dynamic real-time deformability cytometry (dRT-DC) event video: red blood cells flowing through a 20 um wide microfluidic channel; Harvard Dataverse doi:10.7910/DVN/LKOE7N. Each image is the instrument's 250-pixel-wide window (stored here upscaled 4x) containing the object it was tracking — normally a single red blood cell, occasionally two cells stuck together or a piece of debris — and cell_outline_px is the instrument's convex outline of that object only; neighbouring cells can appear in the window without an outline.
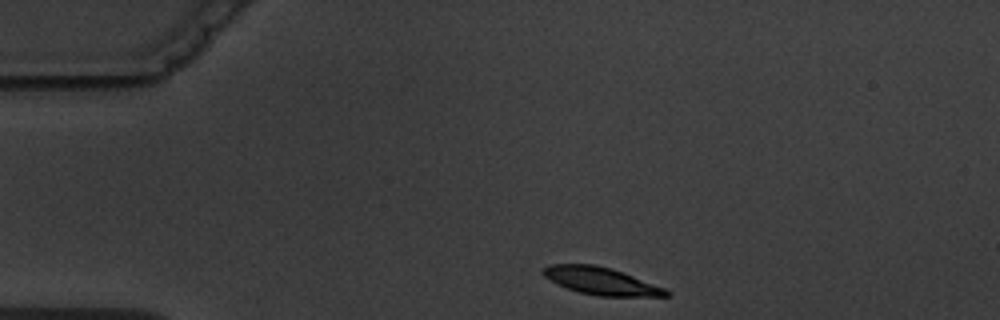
{"species": "common noctule bat (a hibernating species)", "species_latin": "Nyctalus noctula", "temperature_condition": "warm", "stored_images_in_passage": 4, "camera_frame_rate_fps": 3000, "um_per_image_px": 0.085, "animal": {"sex": "male", "body_mass_g": 19.5, "forearm_length_mm": 54.6}, "frame": {"image": 1, "passage_image": 1, "time_ms": 0.0, "image_size_px": [1000, 320], "cell_outline_px": [[672, 296], [596, 296], [580, 292], [568, 288], [544, 276], [540, 272], [548, 264], [596, 264], [612, 268], [664, 288], [672, 292]], "centroid_in_image_um": [51.11, 23.88], "position_along_channel_um": 33.9, "area_um2": 19.48}}
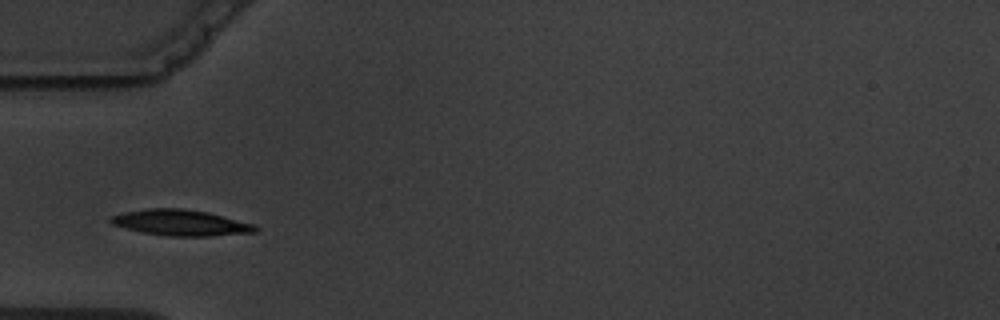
{"frame": {"image": 2, "passage_image": 3, "time_ms": 2.333, "image_size_px": [1000, 320], "cell_outline_px": [[260, 228], [256, 232], [212, 236], [168, 236], [144, 232], [112, 224], [108, 220], [112, 216], [124, 212], [148, 208], [180, 208], [208, 212], [256, 224]], "centroid_in_image_um": [15.43, 18.93], "position_along_channel_um": 69.6, "area_um2": 21.79}}
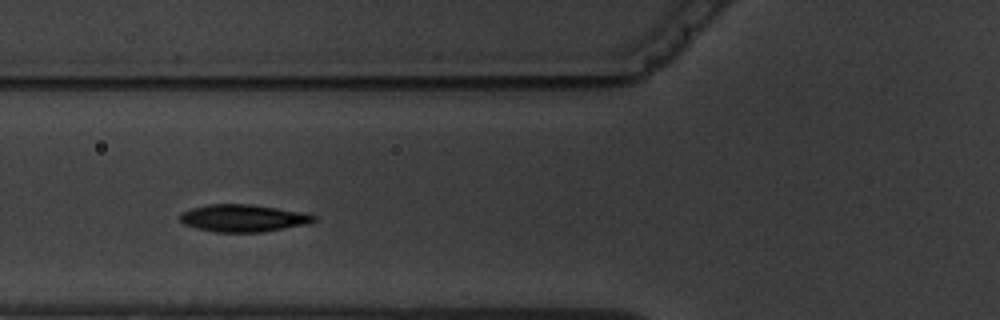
{"frame": {"image": 3, "passage_image": 4, "time_ms": 3.333, "image_size_px": [1000, 320], "cell_outline_px": [[316, 220], [308, 224], [260, 232], [216, 232], [196, 228], [184, 224], [180, 220], [180, 212], [192, 208], [208, 204], [252, 204], [308, 212], [316, 216]], "centroid_in_image_um": [20.7, 18.53], "position_along_channel_um": 105.1, "area_um2": 21.5}}